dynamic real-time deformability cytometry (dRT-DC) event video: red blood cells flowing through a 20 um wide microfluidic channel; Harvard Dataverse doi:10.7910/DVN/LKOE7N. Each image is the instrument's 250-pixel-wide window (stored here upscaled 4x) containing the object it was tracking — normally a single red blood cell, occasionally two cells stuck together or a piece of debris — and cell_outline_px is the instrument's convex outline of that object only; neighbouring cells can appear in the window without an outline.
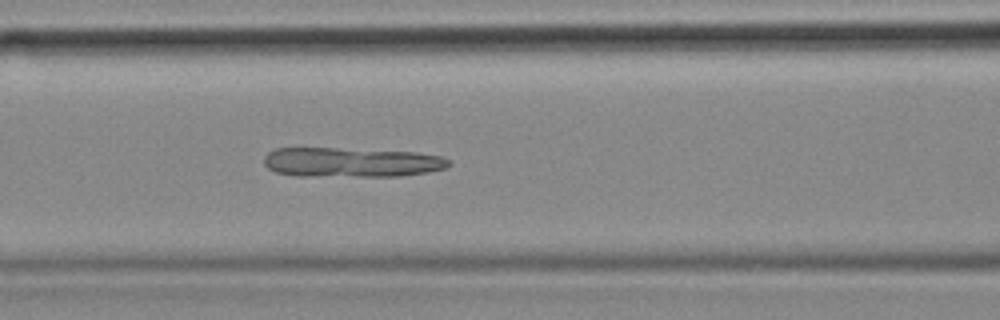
{"species": "common noctule bat (a hibernating species)", "species_latin": "Nyctalus noctula", "temperature_condition": "cold", "stored_images_in_passage": 55, "camera_frame_rate_fps": 3000, "um_per_image_px": 0.085, "animal": {"sex": "female", "body_mass_g": 18.4}, "frame": {"image": 1, "passage_image": 23, "time_ms": 7.333, "image_size_px": [1000, 320], "cell_outline_px": [[452, 164], [444, 168], [428, 172], [400, 176], [296, 176], [276, 172], [268, 168], [264, 164], [264, 156], [268, 152], [276, 148], [336, 148], [416, 152], [440, 156], [452, 160]], "centroid_in_image_um": [29.86, 13.79], "position_along_channel_um": 136.7, "area_um2": 32.08}}
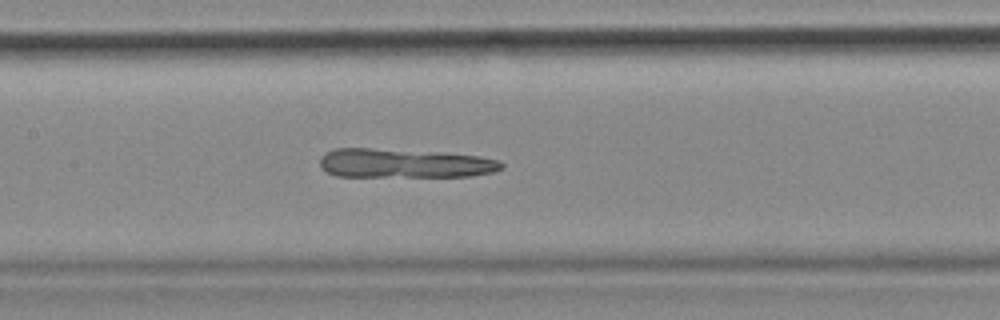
{"frame": {"image": 2, "passage_image": 26, "time_ms": 8.333, "image_size_px": [1000, 320], "cell_outline_px": [[504, 168], [492, 172], [472, 176], [336, 176], [324, 172], [320, 168], [320, 156], [324, 152], [332, 148], [372, 148], [440, 152], [480, 156], [500, 160], [504, 164]], "centroid_in_image_um": [34.33, 13.87], "position_along_channel_um": 173.1, "area_um2": 31.21}}
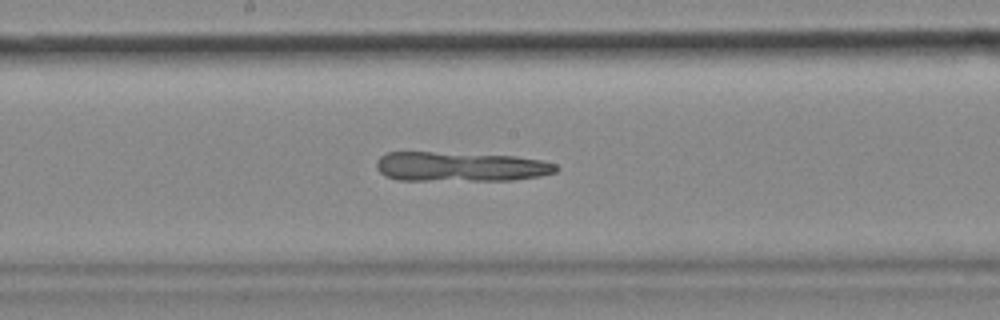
{"frame": {"image": 3, "passage_image": 29, "time_ms": 9.333, "image_size_px": [1000, 320], "cell_outline_px": [[560, 168], [556, 172], [540, 176], [512, 180], [400, 180], [384, 176], [376, 168], [376, 160], [384, 152], [432, 152], [516, 156], [540, 160], [556, 164]], "centroid_in_image_um": [39.11, 14.16], "position_along_channel_um": 209.1, "area_um2": 31.1}}